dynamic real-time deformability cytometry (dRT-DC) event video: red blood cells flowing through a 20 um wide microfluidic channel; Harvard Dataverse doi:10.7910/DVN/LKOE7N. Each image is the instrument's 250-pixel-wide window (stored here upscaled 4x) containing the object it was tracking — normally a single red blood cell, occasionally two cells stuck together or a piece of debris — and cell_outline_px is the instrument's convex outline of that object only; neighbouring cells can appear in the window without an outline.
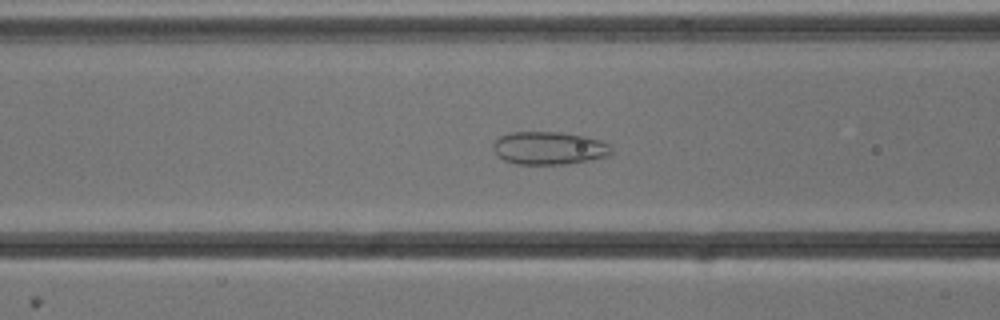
{"species": "common noctule bat (a hibernating species)", "species_latin": "Nyctalus noctula", "temperature_condition": "cold", "stored_images_in_passage": 53, "camera_frame_rate_fps": 3000, "um_per_image_px": 0.085, "animal": {"sex": "male", "body_mass_g": 13.3}, "frame": {"image": 1, "passage_image": 21, "time_ms": 6.667, "image_size_px": [1000, 320], "cell_outline_px": [[612, 152], [608, 156], [592, 160], [568, 164], [516, 164], [504, 160], [496, 156], [492, 148], [492, 144], [500, 136], [508, 132], [560, 132], [584, 136], [600, 140], [612, 144]], "centroid_in_image_um": [46.67, 12.59], "position_along_channel_um": 119.9, "area_um2": 23.06}}
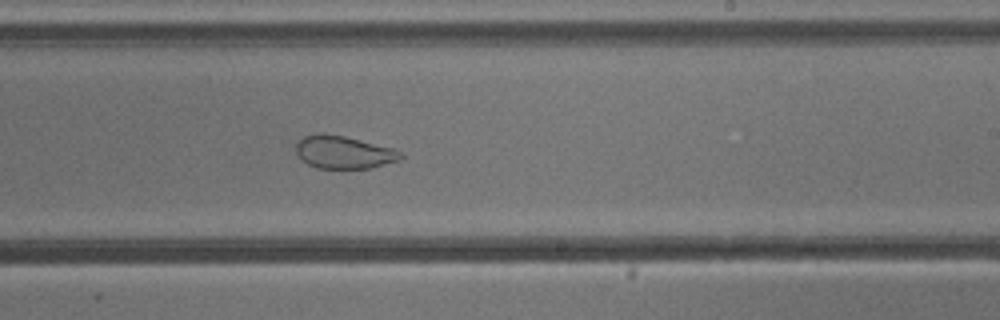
{"frame": {"image": 2, "passage_image": 32, "time_ms": 10.333, "image_size_px": [1000, 320], "cell_outline_px": [[404, 156], [400, 160], [372, 168], [316, 168], [300, 160], [296, 152], [296, 144], [304, 136], [316, 132], [320, 132], [344, 136], [392, 148], [400, 152]], "centroid_in_image_um": [29.18, 12.94], "position_along_channel_um": 259.8, "area_um2": 20.06}}
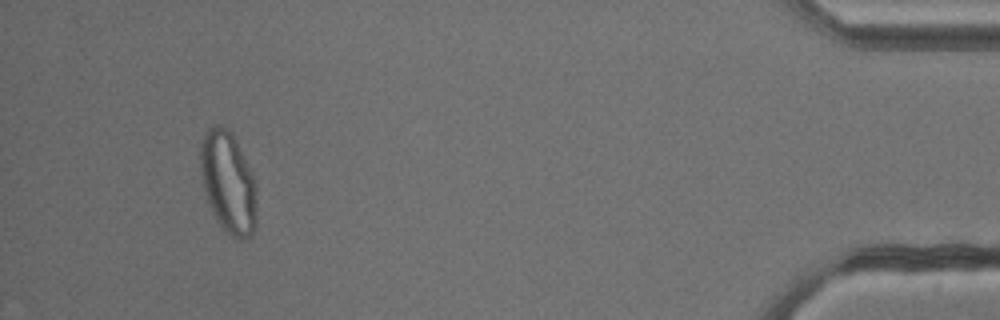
{"frame": {"image": 3, "passage_image": 50, "time_ms": 16.333, "image_size_px": [1000, 320], "cell_outline_px": [[256, 228], [252, 236], [244, 240], [236, 240], [216, 220], [208, 204], [200, 176], [200, 148], [204, 136], [208, 128], [216, 124], [228, 128], [232, 132], [256, 184]], "centroid_in_image_um": [19.39, 15.54], "position_along_channel_um": 415.8, "area_um2": 33.52}, "authors_computed_cell_mechanics": {"area_um2": 29.3624, "velocity_mm_per_s": 3.8114, "shape_relaxation_time_tau1_ms": null, "shape_relaxation_time_tau2_ms": 0.772, "deformation_change_tau1": null, "deformation_change_tau2": 0.0692}}